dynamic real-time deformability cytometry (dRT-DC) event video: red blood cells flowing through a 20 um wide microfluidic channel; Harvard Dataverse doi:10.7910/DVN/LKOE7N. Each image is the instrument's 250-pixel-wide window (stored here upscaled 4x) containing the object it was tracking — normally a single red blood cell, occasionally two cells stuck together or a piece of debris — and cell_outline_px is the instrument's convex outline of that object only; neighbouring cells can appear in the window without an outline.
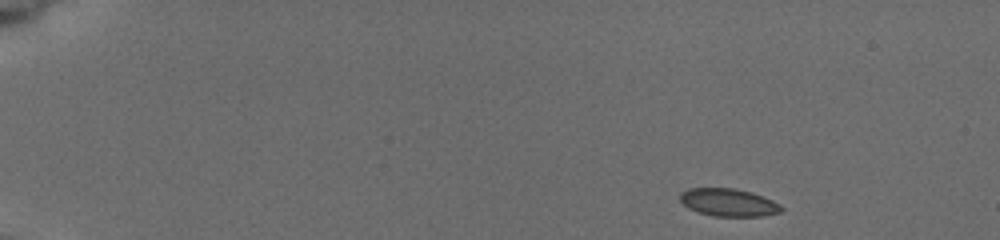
{"species": "common noctule bat (a hibernating species)", "species_latin": "Nyctalus noctula", "temperature_condition": "cold", "stored_images_in_passage": 9, "camera_frame_rate_fps": 3000, "um_per_image_px": 0.085, "animal": {"sex": "female", "body_mass_g": 19.5, "forearm_length_mm": 54.1}, "frame": {"image": 1, "passage_image": 1, "time_ms": 0.0, "image_size_px": [1000, 240], "cell_outline_px": [[784, 208], [780, 212], [760, 216], [712, 216], [688, 208], [680, 200], [680, 192], [688, 188], [736, 188], [752, 192], [772, 200], [780, 204]], "centroid_in_image_um": [61.92, 17.2], "position_along_channel_um": 23.1, "area_um2": 16.36}}
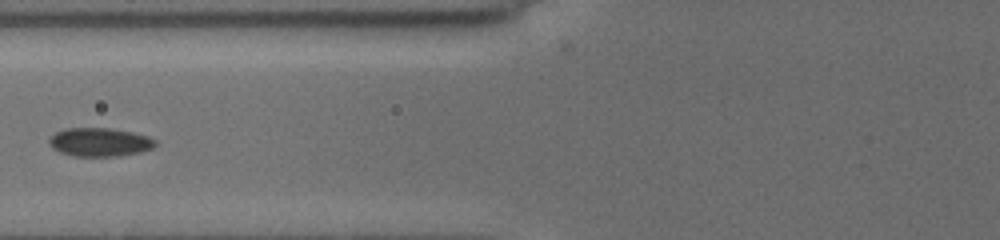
{"frame": {"image": 2, "passage_image": 8, "time_ms": 5.667, "image_size_px": [1000, 240], "cell_outline_px": [[156, 144], [152, 148], [140, 152], [116, 156], [72, 156], [60, 152], [52, 148], [48, 144], [48, 140], [56, 132], [68, 128], [108, 128], [132, 132], [148, 136], [156, 140]], "centroid_in_image_um": [8.46, 12.08], "position_along_channel_um": 117.3, "area_um2": 17.63}}
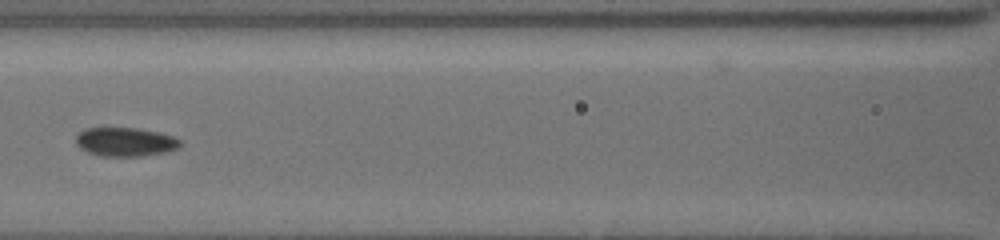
{"frame": {"image": 3, "passage_image": 9, "time_ms": 6.667, "image_size_px": [1000, 240], "cell_outline_px": [[180, 148], [168, 152], [140, 156], [100, 156], [88, 152], [80, 148], [76, 144], [76, 136], [84, 128], [136, 128], [156, 132], [172, 136], [180, 140]], "centroid_in_image_um": [10.64, 12.07], "position_along_channel_um": 156.0, "area_um2": 17.51}}